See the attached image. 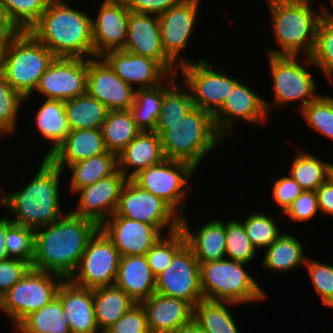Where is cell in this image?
Instances as JSON below:
<instances>
[{
  "instance_id": "cb8c5ba5",
  "label": "cell",
  "mask_w": 333,
  "mask_h": 333,
  "mask_svg": "<svg viewBox=\"0 0 333 333\" xmlns=\"http://www.w3.org/2000/svg\"><path fill=\"white\" fill-rule=\"evenodd\" d=\"M61 300L71 333H96L99 328L94 313V289L73 284L69 279L59 286Z\"/></svg>"
},
{
  "instance_id": "d590c367",
  "label": "cell",
  "mask_w": 333,
  "mask_h": 333,
  "mask_svg": "<svg viewBox=\"0 0 333 333\" xmlns=\"http://www.w3.org/2000/svg\"><path fill=\"white\" fill-rule=\"evenodd\" d=\"M231 305L238 304L200 300L193 307V319L205 333H239L231 310L229 311Z\"/></svg>"
},
{
  "instance_id": "be15d7a7",
  "label": "cell",
  "mask_w": 333,
  "mask_h": 333,
  "mask_svg": "<svg viewBox=\"0 0 333 333\" xmlns=\"http://www.w3.org/2000/svg\"><path fill=\"white\" fill-rule=\"evenodd\" d=\"M330 178L333 180V165H332L331 170H330Z\"/></svg>"
},
{
  "instance_id": "f6af8a7d",
  "label": "cell",
  "mask_w": 333,
  "mask_h": 333,
  "mask_svg": "<svg viewBox=\"0 0 333 333\" xmlns=\"http://www.w3.org/2000/svg\"><path fill=\"white\" fill-rule=\"evenodd\" d=\"M308 127L333 141V97L319 95L300 110Z\"/></svg>"
},
{
  "instance_id": "9c48e42d",
  "label": "cell",
  "mask_w": 333,
  "mask_h": 333,
  "mask_svg": "<svg viewBox=\"0 0 333 333\" xmlns=\"http://www.w3.org/2000/svg\"><path fill=\"white\" fill-rule=\"evenodd\" d=\"M197 169L184 161L164 159L140 171L132 180L142 189L166 202L180 217L186 209L190 180Z\"/></svg>"
},
{
  "instance_id": "8d00e7d4",
  "label": "cell",
  "mask_w": 333,
  "mask_h": 333,
  "mask_svg": "<svg viewBox=\"0 0 333 333\" xmlns=\"http://www.w3.org/2000/svg\"><path fill=\"white\" fill-rule=\"evenodd\" d=\"M178 74H172L164 84L163 103L154 132H158L165 124L179 122L194 108L189 88L176 82ZM169 81V83L167 82ZM168 83V84H167ZM183 87V88H182Z\"/></svg>"
},
{
  "instance_id": "83f0119b",
  "label": "cell",
  "mask_w": 333,
  "mask_h": 333,
  "mask_svg": "<svg viewBox=\"0 0 333 333\" xmlns=\"http://www.w3.org/2000/svg\"><path fill=\"white\" fill-rule=\"evenodd\" d=\"M114 285L123 290L136 304L154 294L156 277L146 256L121 257Z\"/></svg>"
},
{
  "instance_id": "ba28073f",
  "label": "cell",
  "mask_w": 333,
  "mask_h": 333,
  "mask_svg": "<svg viewBox=\"0 0 333 333\" xmlns=\"http://www.w3.org/2000/svg\"><path fill=\"white\" fill-rule=\"evenodd\" d=\"M65 279L57 274L30 268L28 272L0 298L2 310L14 328L30 313L40 310L55 297Z\"/></svg>"
},
{
  "instance_id": "f35d334b",
  "label": "cell",
  "mask_w": 333,
  "mask_h": 333,
  "mask_svg": "<svg viewBox=\"0 0 333 333\" xmlns=\"http://www.w3.org/2000/svg\"><path fill=\"white\" fill-rule=\"evenodd\" d=\"M332 165L299 149L288 174L303 190L316 191L330 177Z\"/></svg>"
},
{
  "instance_id": "6f0895ef",
  "label": "cell",
  "mask_w": 333,
  "mask_h": 333,
  "mask_svg": "<svg viewBox=\"0 0 333 333\" xmlns=\"http://www.w3.org/2000/svg\"><path fill=\"white\" fill-rule=\"evenodd\" d=\"M20 32L21 30L10 19L7 11L0 4V45H6Z\"/></svg>"
},
{
  "instance_id": "ffe728a7",
  "label": "cell",
  "mask_w": 333,
  "mask_h": 333,
  "mask_svg": "<svg viewBox=\"0 0 333 333\" xmlns=\"http://www.w3.org/2000/svg\"><path fill=\"white\" fill-rule=\"evenodd\" d=\"M122 50L157 60L171 75L178 74L179 67L165 54L162 48L158 16L131 12L127 38Z\"/></svg>"
},
{
  "instance_id": "f546056e",
  "label": "cell",
  "mask_w": 333,
  "mask_h": 333,
  "mask_svg": "<svg viewBox=\"0 0 333 333\" xmlns=\"http://www.w3.org/2000/svg\"><path fill=\"white\" fill-rule=\"evenodd\" d=\"M35 115L36 129L47 141L52 142L45 158L53 153L71 132L65 115L64 101L45 99Z\"/></svg>"
},
{
  "instance_id": "94428289",
  "label": "cell",
  "mask_w": 333,
  "mask_h": 333,
  "mask_svg": "<svg viewBox=\"0 0 333 333\" xmlns=\"http://www.w3.org/2000/svg\"><path fill=\"white\" fill-rule=\"evenodd\" d=\"M330 2H331V6H333V0H330ZM320 15H321V17H324V18H333L332 11L330 13V10L328 8H326L325 5H321Z\"/></svg>"
},
{
  "instance_id": "db71d44e",
  "label": "cell",
  "mask_w": 333,
  "mask_h": 333,
  "mask_svg": "<svg viewBox=\"0 0 333 333\" xmlns=\"http://www.w3.org/2000/svg\"><path fill=\"white\" fill-rule=\"evenodd\" d=\"M31 268L25 260L9 258L0 261V298Z\"/></svg>"
},
{
  "instance_id": "bcb514c9",
  "label": "cell",
  "mask_w": 333,
  "mask_h": 333,
  "mask_svg": "<svg viewBox=\"0 0 333 333\" xmlns=\"http://www.w3.org/2000/svg\"><path fill=\"white\" fill-rule=\"evenodd\" d=\"M50 0H0L10 19L21 31L29 29L40 19Z\"/></svg>"
},
{
  "instance_id": "7402d4cb",
  "label": "cell",
  "mask_w": 333,
  "mask_h": 333,
  "mask_svg": "<svg viewBox=\"0 0 333 333\" xmlns=\"http://www.w3.org/2000/svg\"><path fill=\"white\" fill-rule=\"evenodd\" d=\"M92 19L94 58L125 46L131 11L123 0H104Z\"/></svg>"
},
{
  "instance_id": "60d3db41",
  "label": "cell",
  "mask_w": 333,
  "mask_h": 333,
  "mask_svg": "<svg viewBox=\"0 0 333 333\" xmlns=\"http://www.w3.org/2000/svg\"><path fill=\"white\" fill-rule=\"evenodd\" d=\"M307 59V60H306ZM307 65L321 70L333 83V18L322 17L317 26L315 47L311 56H305Z\"/></svg>"
},
{
  "instance_id": "7dc6e473",
  "label": "cell",
  "mask_w": 333,
  "mask_h": 333,
  "mask_svg": "<svg viewBox=\"0 0 333 333\" xmlns=\"http://www.w3.org/2000/svg\"><path fill=\"white\" fill-rule=\"evenodd\" d=\"M25 99L15 91L6 78L0 76V135L14 133L20 107Z\"/></svg>"
},
{
  "instance_id": "7a4b0ae2",
  "label": "cell",
  "mask_w": 333,
  "mask_h": 333,
  "mask_svg": "<svg viewBox=\"0 0 333 333\" xmlns=\"http://www.w3.org/2000/svg\"><path fill=\"white\" fill-rule=\"evenodd\" d=\"M66 2L50 0L29 32L56 58H94L93 18Z\"/></svg>"
},
{
  "instance_id": "6da1fadb",
  "label": "cell",
  "mask_w": 333,
  "mask_h": 333,
  "mask_svg": "<svg viewBox=\"0 0 333 333\" xmlns=\"http://www.w3.org/2000/svg\"><path fill=\"white\" fill-rule=\"evenodd\" d=\"M98 228L94 221L74 215L70 210L53 224L35 230L31 267L70 279L88 240Z\"/></svg>"
},
{
  "instance_id": "b9f144b4",
  "label": "cell",
  "mask_w": 333,
  "mask_h": 333,
  "mask_svg": "<svg viewBox=\"0 0 333 333\" xmlns=\"http://www.w3.org/2000/svg\"><path fill=\"white\" fill-rule=\"evenodd\" d=\"M226 258L238 262L250 263L255 260L256 248L249 240L244 225L239 220H227L225 223Z\"/></svg>"
},
{
  "instance_id": "8992f818",
  "label": "cell",
  "mask_w": 333,
  "mask_h": 333,
  "mask_svg": "<svg viewBox=\"0 0 333 333\" xmlns=\"http://www.w3.org/2000/svg\"><path fill=\"white\" fill-rule=\"evenodd\" d=\"M244 265L227 258L202 263L200 279L204 299L240 305L266 299V293Z\"/></svg>"
},
{
  "instance_id": "1f68e13d",
  "label": "cell",
  "mask_w": 333,
  "mask_h": 333,
  "mask_svg": "<svg viewBox=\"0 0 333 333\" xmlns=\"http://www.w3.org/2000/svg\"><path fill=\"white\" fill-rule=\"evenodd\" d=\"M262 266L265 269L284 273L305 265L303 244L292 234L282 233L269 247L265 248Z\"/></svg>"
},
{
  "instance_id": "d6a6232c",
  "label": "cell",
  "mask_w": 333,
  "mask_h": 333,
  "mask_svg": "<svg viewBox=\"0 0 333 333\" xmlns=\"http://www.w3.org/2000/svg\"><path fill=\"white\" fill-rule=\"evenodd\" d=\"M106 150L118 155L141 132L128 110H109L101 127Z\"/></svg>"
},
{
  "instance_id": "ab89813d",
  "label": "cell",
  "mask_w": 333,
  "mask_h": 333,
  "mask_svg": "<svg viewBox=\"0 0 333 333\" xmlns=\"http://www.w3.org/2000/svg\"><path fill=\"white\" fill-rule=\"evenodd\" d=\"M164 97V83L157 87L136 89L130 108L136 126L141 131H154Z\"/></svg>"
},
{
  "instance_id": "5b68a950",
  "label": "cell",
  "mask_w": 333,
  "mask_h": 333,
  "mask_svg": "<svg viewBox=\"0 0 333 333\" xmlns=\"http://www.w3.org/2000/svg\"><path fill=\"white\" fill-rule=\"evenodd\" d=\"M271 14L274 38L281 50L270 49L269 55L311 56L317 26L322 18L311 7L313 0H266Z\"/></svg>"
},
{
  "instance_id": "f907efd6",
  "label": "cell",
  "mask_w": 333,
  "mask_h": 333,
  "mask_svg": "<svg viewBox=\"0 0 333 333\" xmlns=\"http://www.w3.org/2000/svg\"><path fill=\"white\" fill-rule=\"evenodd\" d=\"M107 331L109 333H151L141 304L133 305Z\"/></svg>"
},
{
  "instance_id": "603a6c76",
  "label": "cell",
  "mask_w": 333,
  "mask_h": 333,
  "mask_svg": "<svg viewBox=\"0 0 333 333\" xmlns=\"http://www.w3.org/2000/svg\"><path fill=\"white\" fill-rule=\"evenodd\" d=\"M128 85L137 89L153 88L164 83L171 74L157 61L124 50H110L101 56Z\"/></svg>"
},
{
  "instance_id": "ee69618b",
  "label": "cell",
  "mask_w": 333,
  "mask_h": 333,
  "mask_svg": "<svg viewBox=\"0 0 333 333\" xmlns=\"http://www.w3.org/2000/svg\"><path fill=\"white\" fill-rule=\"evenodd\" d=\"M241 222L252 245L259 250L269 247L284 232L280 231L273 217L265 213L255 211Z\"/></svg>"
},
{
  "instance_id": "816d5d0a",
  "label": "cell",
  "mask_w": 333,
  "mask_h": 333,
  "mask_svg": "<svg viewBox=\"0 0 333 333\" xmlns=\"http://www.w3.org/2000/svg\"><path fill=\"white\" fill-rule=\"evenodd\" d=\"M319 212L316 191L304 190L291 204L283 215L289 220L307 222Z\"/></svg>"
},
{
  "instance_id": "91938a15",
  "label": "cell",
  "mask_w": 333,
  "mask_h": 333,
  "mask_svg": "<svg viewBox=\"0 0 333 333\" xmlns=\"http://www.w3.org/2000/svg\"><path fill=\"white\" fill-rule=\"evenodd\" d=\"M173 333H205L201 327L192 319L188 324L179 327Z\"/></svg>"
},
{
  "instance_id": "277c9868",
  "label": "cell",
  "mask_w": 333,
  "mask_h": 333,
  "mask_svg": "<svg viewBox=\"0 0 333 333\" xmlns=\"http://www.w3.org/2000/svg\"><path fill=\"white\" fill-rule=\"evenodd\" d=\"M157 134L161 137L165 159L184 161L195 169L224 140L216 129L213 115L197 107L179 122L165 124Z\"/></svg>"
},
{
  "instance_id": "d6986e66",
  "label": "cell",
  "mask_w": 333,
  "mask_h": 333,
  "mask_svg": "<svg viewBox=\"0 0 333 333\" xmlns=\"http://www.w3.org/2000/svg\"><path fill=\"white\" fill-rule=\"evenodd\" d=\"M135 90L101 56L88 59L87 93L103 103L108 110L130 109Z\"/></svg>"
},
{
  "instance_id": "f1b7e54d",
  "label": "cell",
  "mask_w": 333,
  "mask_h": 333,
  "mask_svg": "<svg viewBox=\"0 0 333 333\" xmlns=\"http://www.w3.org/2000/svg\"><path fill=\"white\" fill-rule=\"evenodd\" d=\"M185 217H181L180 229L184 232L186 242L192 248L199 264L225 259V223L212 220L195 228L193 232L189 229Z\"/></svg>"
},
{
  "instance_id": "9a60e30c",
  "label": "cell",
  "mask_w": 333,
  "mask_h": 333,
  "mask_svg": "<svg viewBox=\"0 0 333 333\" xmlns=\"http://www.w3.org/2000/svg\"><path fill=\"white\" fill-rule=\"evenodd\" d=\"M87 76V58H55L35 90L46 99L67 101L87 93Z\"/></svg>"
},
{
  "instance_id": "2e32d148",
  "label": "cell",
  "mask_w": 333,
  "mask_h": 333,
  "mask_svg": "<svg viewBox=\"0 0 333 333\" xmlns=\"http://www.w3.org/2000/svg\"><path fill=\"white\" fill-rule=\"evenodd\" d=\"M200 0H180L175 6L158 16L165 54L178 66L191 62L180 57L195 30Z\"/></svg>"
},
{
  "instance_id": "7c38bea8",
  "label": "cell",
  "mask_w": 333,
  "mask_h": 333,
  "mask_svg": "<svg viewBox=\"0 0 333 333\" xmlns=\"http://www.w3.org/2000/svg\"><path fill=\"white\" fill-rule=\"evenodd\" d=\"M123 216L148 223L162 232L172 233L180 229L181 217L161 198L139 187L132 179L123 185L116 212Z\"/></svg>"
},
{
  "instance_id": "ac0fdd59",
  "label": "cell",
  "mask_w": 333,
  "mask_h": 333,
  "mask_svg": "<svg viewBox=\"0 0 333 333\" xmlns=\"http://www.w3.org/2000/svg\"><path fill=\"white\" fill-rule=\"evenodd\" d=\"M127 180L117 169L96 183L79 189L75 193L79 194L78 207L71 212L94 221L100 227L116 212L121 189Z\"/></svg>"
},
{
  "instance_id": "3957f363",
  "label": "cell",
  "mask_w": 333,
  "mask_h": 333,
  "mask_svg": "<svg viewBox=\"0 0 333 333\" xmlns=\"http://www.w3.org/2000/svg\"><path fill=\"white\" fill-rule=\"evenodd\" d=\"M61 174L62 170L44 157L33 180L23 189L0 196V205L14 216L9 217L11 222L35 231L61 218Z\"/></svg>"
},
{
  "instance_id": "11a10c76",
  "label": "cell",
  "mask_w": 333,
  "mask_h": 333,
  "mask_svg": "<svg viewBox=\"0 0 333 333\" xmlns=\"http://www.w3.org/2000/svg\"><path fill=\"white\" fill-rule=\"evenodd\" d=\"M131 12L160 16L180 0H123Z\"/></svg>"
},
{
  "instance_id": "52a82bcc",
  "label": "cell",
  "mask_w": 333,
  "mask_h": 333,
  "mask_svg": "<svg viewBox=\"0 0 333 333\" xmlns=\"http://www.w3.org/2000/svg\"><path fill=\"white\" fill-rule=\"evenodd\" d=\"M55 58L29 31H21L6 44L3 76L26 101Z\"/></svg>"
},
{
  "instance_id": "e575fe53",
  "label": "cell",
  "mask_w": 333,
  "mask_h": 333,
  "mask_svg": "<svg viewBox=\"0 0 333 333\" xmlns=\"http://www.w3.org/2000/svg\"><path fill=\"white\" fill-rule=\"evenodd\" d=\"M65 115L70 130L101 129L108 108L88 93L64 101Z\"/></svg>"
},
{
  "instance_id": "e7e4bbea",
  "label": "cell",
  "mask_w": 333,
  "mask_h": 333,
  "mask_svg": "<svg viewBox=\"0 0 333 333\" xmlns=\"http://www.w3.org/2000/svg\"><path fill=\"white\" fill-rule=\"evenodd\" d=\"M100 332H101V333H109L107 330H101V331L99 330V331H97L96 333H100Z\"/></svg>"
},
{
  "instance_id": "30bf717a",
  "label": "cell",
  "mask_w": 333,
  "mask_h": 333,
  "mask_svg": "<svg viewBox=\"0 0 333 333\" xmlns=\"http://www.w3.org/2000/svg\"><path fill=\"white\" fill-rule=\"evenodd\" d=\"M120 253L99 227L87 242L77 270L70 281L80 287L96 289L115 284Z\"/></svg>"
},
{
  "instance_id": "44dd1931",
  "label": "cell",
  "mask_w": 333,
  "mask_h": 333,
  "mask_svg": "<svg viewBox=\"0 0 333 333\" xmlns=\"http://www.w3.org/2000/svg\"><path fill=\"white\" fill-rule=\"evenodd\" d=\"M100 228L111 239L121 257L145 255L163 235L153 225L123 216L109 217Z\"/></svg>"
},
{
  "instance_id": "4316f807",
  "label": "cell",
  "mask_w": 333,
  "mask_h": 333,
  "mask_svg": "<svg viewBox=\"0 0 333 333\" xmlns=\"http://www.w3.org/2000/svg\"><path fill=\"white\" fill-rule=\"evenodd\" d=\"M101 129L72 130L47 158L62 171L64 167L106 153Z\"/></svg>"
},
{
  "instance_id": "74e56055",
  "label": "cell",
  "mask_w": 333,
  "mask_h": 333,
  "mask_svg": "<svg viewBox=\"0 0 333 333\" xmlns=\"http://www.w3.org/2000/svg\"><path fill=\"white\" fill-rule=\"evenodd\" d=\"M15 330L18 333H71L58 297L40 310L30 313L15 327Z\"/></svg>"
},
{
  "instance_id": "836d02e7",
  "label": "cell",
  "mask_w": 333,
  "mask_h": 333,
  "mask_svg": "<svg viewBox=\"0 0 333 333\" xmlns=\"http://www.w3.org/2000/svg\"><path fill=\"white\" fill-rule=\"evenodd\" d=\"M71 170L70 193H76L79 189L92 185L118 169L117 155L107 151L106 153L92 156L88 159L70 164Z\"/></svg>"
},
{
  "instance_id": "4fadbf2b",
  "label": "cell",
  "mask_w": 333,
  "mask_h": 333,
  "mask_svg": "<svg viewBox=\"0 0 333 333\" xmlns=\"http://www.w3.org/2000/svg\"><path fill=\"white\" fill-rule=\"evenodd\" d=\"M267 55L274 82V104L282 106L299 100L303 110L319 96L314 77L299 63V56Z\"/></svg>"
},
{
  "instance_id": "4dcf8cb0",
  "label": "cell",
  "mask_w": 333,
  "mask_h": 333,
  "mask_svg": "<svg viewBox=\"0 0 333 333\" xmlns=\"http://www.w3.org/2000/svg\"><path fill=\"white\" fill-rule=\"evenodd\" d=\"M136 303L115 285L94 289V313L99 330H107Z\"/></svg>"
},
{
  "instance_id": "8fae6325",
  "label": "cell",
  "mask_w": 333,
  "mask_h": 333,
  "mask_svg": "<svg viewBox=\"0 0 333 333\" xmlns=\"http://www.w3.org/2000/svg\"><path fill=\"white\" fill-rule=\"evenodd\" d=\"M184 85L190 90L194 107L214 115L223 105L226 97L240 79L231 78L224 72H218L201 58L195 63L184 64L178 68Z\"/></svg>"
},
{
  "instance_id": "6125c7cd",
  "label": "cell",
  "mask_w": 333,
  "mask_h": 333,
  "mask_svg": "<svg viewBox=\"0 0 333 333\" xmlns=\"http://www.w3.org/2000/svg\"><path fill=\"white\" fill-rule=\"evenodd\" d=\"M5 49L6 45H0V76L3 75Z\"/></svg>"
},
{
  "instance_id": "9f6ffc18",
  "label": "cell",
  "mask_w": 333,
  "mask_h": 333,
  "mask_svg": "<svg viewBox=\"0 0 333 333\" xmlns=\"http://www.w3.org/2000/svg\"><path fill=\"white\" fill-rule=\"evenodd\" d=\"M316 194L320 213L333 216V180L329 177Z\"/></svg>"
},
{
  "instance_id": "484cf974",
  "label": "cell",
  "mask_w": 333,
  "mask_h": 333,
  "mask_svg": "<svg viewBox=\"0 0 333 333\" xmlns=\"http://www.w3.org/2000/svg\"><path fill=\"white\" fill-rule=\"evenodd\" d=\"M164 159L161 137L154 131H141L117 155L118 169L127 179H132L140 171L159 164Z\"/></svg>"
},
{
  "instance_id": "f5cc1de1",
  "label": "cell",
  "mask_w": 333,
  "mask_h": 333,
  "mask_svg": "<svg viewBox=\"0 0 333 333\" xmlns=\"http://www.w3.org/2000/svg\"><path fill=\"white\" fill-rule=\"evenodd\" d=\"M303 191L290 174L274 180L272 196L281 209V217Z\"/></svg>"
},
{
  "instance_id": "e0dca14e",
  "label": "cell",
  "mask_w": 333,
  "mask_h": 333,
  "mask_svg": "<svg viewBox=\"0 0 333 333\" xmlns=\"http://www.w3.org/2000/svg\"><path fill=\"white\" fill-rule=\"evenodd\" d=\"M251 91L243 82H238L226 97L222 107L213 115L217 131L226 137L232 130L233 119H242L251 124L267 122L274 104Z\"/></svg>"
},
{
  "instance_id": "7bdbcfd3",
  "label": "cell",
  "mask_w": 333,
  "mask_h": 333,
  "mask_svg": "<svg viewBox=\"0 0 333 333\" xmlns=\"http://www.w3.org/2000/svg\"><path fill=\"white\" fill-rule=\"evenodd\" d=\"M163 236L145 254L150 269L155 277L172 262L174 255L187 243L184 232L179 229Z\"/></svg>"
},
{
  "instance_id": "681fc988",
  "label": "cell",
  "mask_w": 333,
  "mask_h": 333,
  "mask_svg": "<svg viewBox=\"0 0 333 333\" xmlns=\"http://www.w3.org/2000/svg\"><path fill=\"white\" fill-rule=\"evenodd\" d=\"M305 267L322 303L328 309L333 308V265L308 258Z\"/></svg>"
},
{
  "instance_id": "5bb4252c",
  "label": "cell",
  "mask_w": 333,
  "mask_h": 333,
  "mask_svg": "<svg viewBox=\"0 0 333 333\" xmlns=\"http://www.w3.org/2000/svg\"><path fill=\"white\" fill-rule=\"evenodd\" d=\"M155 292L182 299L192 307L204 299L200 264L187 243L174 255L170 265L156 277Z\"/></svg>"
},
{
  "instance_id": "680465c9",
  "label": "cell",
  "mask_w": 333,
  "mask_h": 333,
  "mask_svg": "<svg viewBox=\"0 0 333 333\" xmlns=\"http://www.w3.org/2000/svg\"><path fill=\"white\" fill-rule=\"evenodd\" d=\"M12 224L10 218L1 216L0 218V261L9 259L7 252L6 241V230Z\"/></svg>"
},
{
  "instance_id": "d4e9b609",
  "label": "cell",
  "mask_w": 333,
  "mask_h": 333,
  "mask_svg": "<svg viewBox=\"0 0 333 333\" xmlns=\"http://www.w3.org/2000/svg\"><path fill=\"white\" fill-rule=\"evenodd\" d=\"M140 304L151 333H173L193 319V307L182 299L155 292Z\"/></svg>"
},
{
  "instance_id": "c3c4849f",
  "label": "cell",
  "mask_w": 333,
  "mask_h": 333,
  "mask_svg": "<svg viewBox=\"0 0 333 333\" xmlns=\"http://www.w3.org/2000/svg\"><path fill=\"white\" fill-rule=\"evenodd\" d=\"M34 241V230L12 223L6 230L5 241L9 258L25 260L32 264Z\"/></svg>"
}]
</instances>
